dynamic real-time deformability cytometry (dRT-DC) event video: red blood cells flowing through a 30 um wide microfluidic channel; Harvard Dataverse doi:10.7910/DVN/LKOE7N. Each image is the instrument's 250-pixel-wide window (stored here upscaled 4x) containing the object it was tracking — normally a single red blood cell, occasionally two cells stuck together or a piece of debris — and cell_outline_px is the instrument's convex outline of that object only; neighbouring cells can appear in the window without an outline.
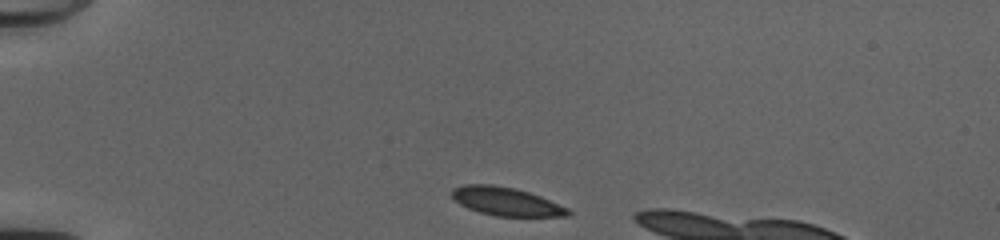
{"species": "common noctule bat (a hibernating species)", "species_latin": "Nyctalus noctula", "temperature_condition": "cold", "stored_images_in_passage": 9, "camera_frame_rate_fps": 3000, "um_per_image_px": 0.085, "animal": {"sex": "female", "body_mass_g": 20.0, "forearm_length_mm": 54.0}, "frame": {"image": 1, "passage_image": 1, "time_ms": 0.0, "image_size_px": [1000, 240], "cell_outline_px": [[572, 212], [568, 216], [496, 216], [480, 212], [468, 208], [460, 204], [452, 196], [452, 188], [464, 184], [492, 184], [516, 188], [540, 196], [568, 208]], "centroid_in_image_um": [43.02, 17.11], "position_along_channel_um": 42.0, "area_um2": 19.13}}
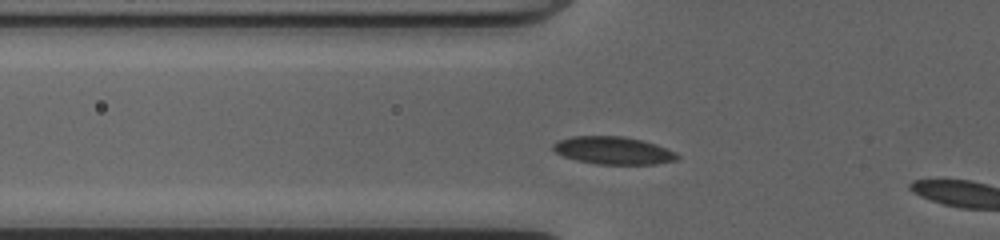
{"frame": {"image": 2, "passage_image": 7, "time_ms": 2.0, "image_size_px": [1000, 240], "cell_outline_px": [[680, 156], [676, 160], [656, 164], [596, 164], [576, 160], [564, 156], [556, 152], [552, 148], [552, 144], [556, 140], [572, 136], [624, 136], [656, 144], [676, 152]], "centroid_in_image_um": [52.11, 12.79], "position_along_channel_um": 73.7, "area_um2": 20.06}}